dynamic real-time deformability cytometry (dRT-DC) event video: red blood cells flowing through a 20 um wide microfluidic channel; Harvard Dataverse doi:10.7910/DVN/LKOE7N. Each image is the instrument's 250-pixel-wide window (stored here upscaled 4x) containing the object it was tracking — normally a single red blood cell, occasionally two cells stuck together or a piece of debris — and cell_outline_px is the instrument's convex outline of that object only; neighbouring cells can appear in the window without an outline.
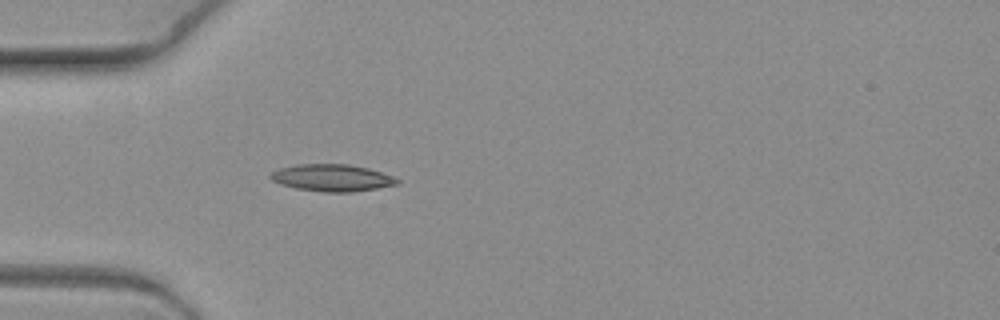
{"species": "common noctule bat (a hibernating species)", "species_latin": "Nyctalus noctula", "temperature_condition": "warm", "stored_images_in_passage": 6, "camera_frame_rate_fps": 3000, "um_per_image_px": 0.085, "animal": {"sex": "female", "body_mass_g": 19.3, "forearm_length_mm": 54.1}, "frame": {"image": 1, "passage_image": 6, "time_ms": 1.667, "image_size_px": [1000, 320], "cell_outline_px": [[400, 184], [352, 192], [324, 192], [296, 188], [280, 184], [272, 180], [268, 176], [272, 172], [280, 168], [296, 164], [348, 164], [368, 168], [392, 176], [400, 180]], "centroid_in_image_um": [28.22, 15.11], "position_along_channel_um": 56.8, "area_um2": 19.88}}